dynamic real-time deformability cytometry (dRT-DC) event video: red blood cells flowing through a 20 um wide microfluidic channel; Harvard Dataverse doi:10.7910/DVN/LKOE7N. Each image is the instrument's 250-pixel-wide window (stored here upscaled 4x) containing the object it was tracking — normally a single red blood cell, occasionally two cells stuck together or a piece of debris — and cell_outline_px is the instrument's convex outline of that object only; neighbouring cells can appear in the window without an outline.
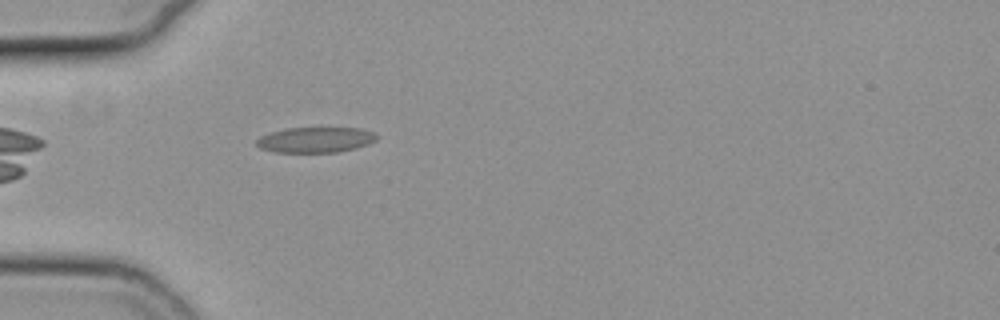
{"species": "common noctule bat (a hibernating species)", "species_latin": "Nyctalus noctula", "temperature_condition": "cold", "stored_images_in_passage": 36, "camera_frame_rate_fps": 3000, "um_per_image_px": 0.085, "animal": {"sex": "female", "body_mass_g": 19.3, "forearm_length_mm": 54.1}, "frame": {"image": 1, "passage_image": 2, "time_ms": 0.333, "image_size_px": [1000, 320], "cell_outline_px": [[380, 136], [376, 140], [368, 144], [356, 148], [336, 152], [276, 152], [260, 148], [256, 144], [256, 140], [260, 136], [272, 132], [288, 128], [360, 128], [372, 132]], "centroid_in_image_um": [26.84, 11.88], "position_along_channel_um": 58.2, "area_um2": 17.74}}
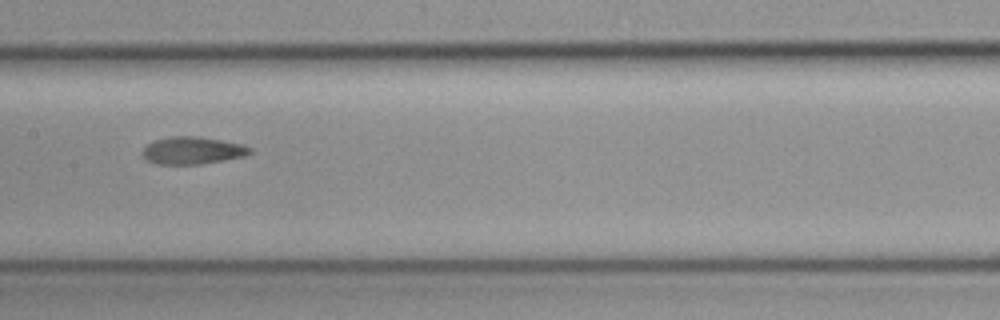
{"frame": {"image": 2, "passage_image": 13, "time_ms": 4.0, "image_size_px": [1000, 320], "cell_outline_px": [[252, 152], [244, 156], [200, 164], [156, 164], [148, 160], [144, 156], [144, 148], [148, 144], [156, 140], [172, 136], [196, 136], [220, 140], [240, 144], [252, 148]], "centroid_in_image_um": [16.37, 12.79], "position_along_channel_um": 191.0, "area_um2": 16.76}}
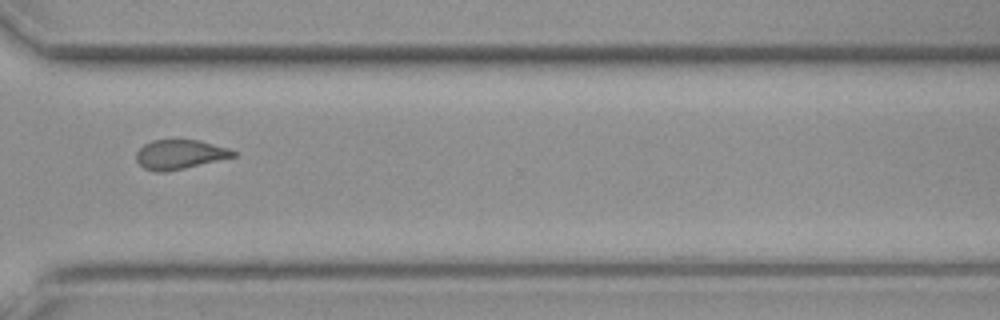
{"frame": {"image": 3, "passage_image": 26, "time_ms": 8.333, "image_size_px": [1000, 320], "cell_outline_px": [[236, 156], [184, 168], [164, 172], [156, 172], [144, 168], [136, 160], [136, 152], [144, 144], [152, 140], [200, 140], [228, 148], [236, 152]], "centroid_in_image_um": [15.26, 13.12], "position_along_channel_um": 355.3, "area_um2": 16.47}, "authors_computed_cell_mechanics": {"area_um2": 17.0221, "velocity_mm_per_s": 3.7927, "shape_relaxation_time_tau1_ms": 5.0389, "shape_relaxation_time_tau2_ms": 3.065, "deformation_change_tau1": 0.1289, "deformation_change_tau2": 0.0931}}